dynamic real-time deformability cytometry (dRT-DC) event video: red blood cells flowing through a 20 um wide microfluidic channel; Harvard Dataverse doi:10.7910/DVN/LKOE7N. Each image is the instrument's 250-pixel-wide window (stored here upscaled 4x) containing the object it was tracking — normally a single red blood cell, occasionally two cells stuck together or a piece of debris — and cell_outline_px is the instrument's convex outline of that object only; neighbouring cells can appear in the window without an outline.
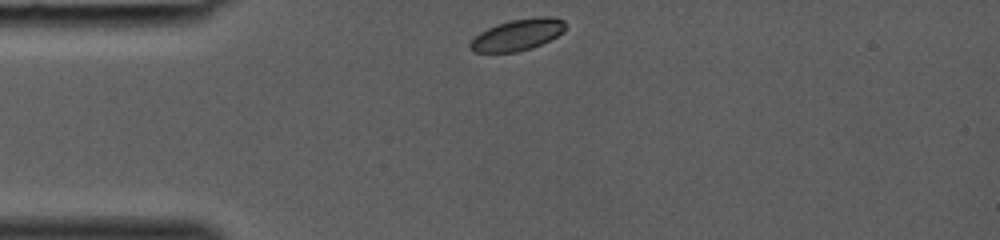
{"species": "common noctule bat (a hibernating species)", "species_latin": "Nyctalus noctula", "temperature_condition": "room temperature", "stored_images_in_passage": 25, "camera_frame_rate_fps": 3000, "um_per_image_px": 0.085, "animal": {"sex": "female", "body_mass_g": 19.0, "forearm_length_mm": 53.3}, "frame": {"image": 1, "passage_image": 1, "time_ms": 0.0, "image_size_px": [1000, 240], "cell_outline_px": [[564, 32], [532, 48], [516, 52], [476, 52], [468, 48], [468, 44], [480, 32], [496, 24], [512, 20], [536, 16], [552, 16], [564, 20]], "centroid_in_image_um": [43.98, 2.95], "position_along_channel_um": 41.0, "area_um2": 17.34}}
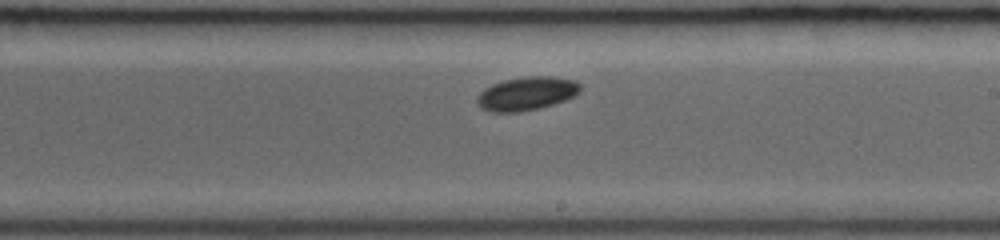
{"frame": {"image": 2, "passage_image": 15, "time_ms": 4.667, "image_size_px": [1000, 240], "cell_outline_px": [[580, 88], [572, 96], [564, 100], [552, 104], [520, 112], [492, 112], [480, 108], [476, 104], [476, 96], [484, 88], [492, 84], [504, 80], [524, 76], [552, 76], [576, 80], [580, 84]], "centroid_in_image_um": [44.69, 7.94], "position_along_channel_um": 244.3, "area_um2": 20.11}}
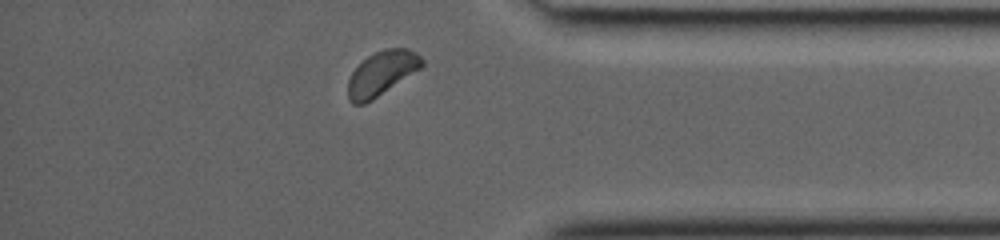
{"frame": {"image": 3, "passage_image": 25, "time_ms": 8.0, "image_size_px": [1000, 240], "cell_outline_px": [[424, 64], [420, 68], [372, 100], [364, 104], [352, 104], [348, 100], [348, 80], [352, 72], [368, 56], [376, 52], [388, 48], [408, 48], [416, 52], [424, 60]], "centroid_in_image_um": [32.44, 6.23], "position_along_channel_um": 402.8, "area_um2": 18.79}}